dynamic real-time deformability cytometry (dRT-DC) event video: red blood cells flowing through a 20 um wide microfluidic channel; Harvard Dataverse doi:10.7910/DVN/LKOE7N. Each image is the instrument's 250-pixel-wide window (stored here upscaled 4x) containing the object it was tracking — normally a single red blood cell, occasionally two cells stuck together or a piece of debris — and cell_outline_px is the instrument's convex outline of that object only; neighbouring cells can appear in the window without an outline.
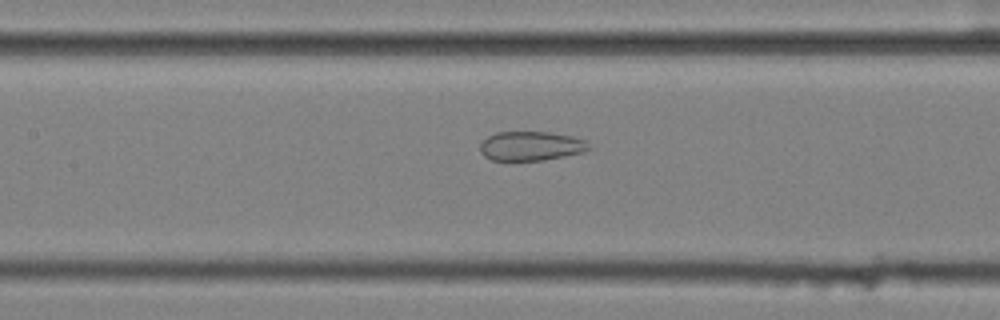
{"species": "common noctule bat (a hibernating species)", "species_latin": "Nyctalus noctula", "temperature_condition": "cold", "stored_images_in_passage": 56, "camera_frame_rate_fps": 3000, "um_per_image_px": 0.085, "animal": {"sex": "female", "body_mass_g": 25.1}, "frame": {"image": 1, "passage_image": 26, "time_ms": 8.333, "image_size_px": [1000, 320], "cell_outline_px": [[592, 148], [584, 152], [544, 160], [492, 160], [484, 156], [480, 152], [480, 144], [488, 136], [496, 132], [552, 132], [572, 136], [588, 140], [592, 144]], "centroid_in_image_um": [45.19, 12.4], "position_along_channel_um": 162.2, "area_um2": 18.79}}
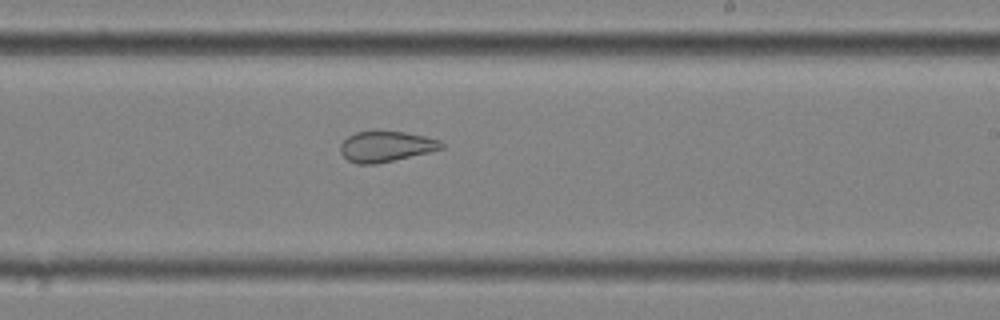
{"frame": {"image": 2, "passage_image": 34, "time_ms": 11.0, "image_size_px": [1000, 320], "cell_outline_px": [[444, 148], [428, 152], [376, 164], [356, 164], [348, 160], [340, 152], [340, 144], [348, 136], [356, 132], [404, 132], [424, 136], [440, 140], [444, 144]], "centroid_in_image_um": [32.8, 12.46], "position_along_channel_um": 256.2, "area_um2": 17.74}}
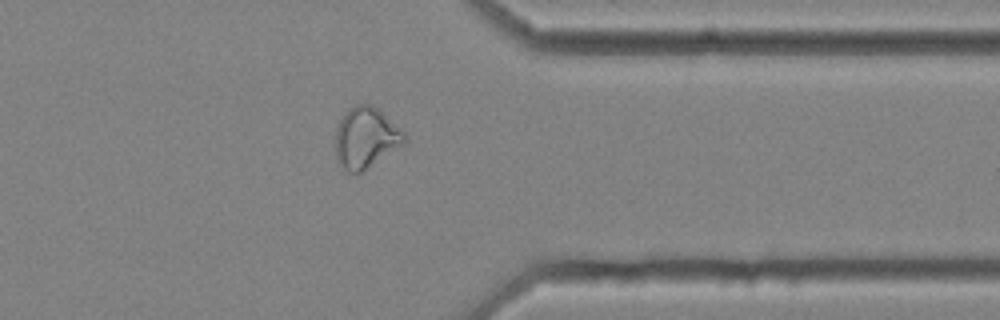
{"frame": {"image": 3, "passage_image": 45, "time_ms": 14.667, "image_size_px": [1000, 320], "cell_outline_px": [[408, 140], [404, 144], [360, 172], [348, 172], [340, 168], [336, 160], [336, 128], [344, 112], [348, 108], [356, 104], [372, 104], [400, 128], [404, 132]], "centroid_in_image_um": [31.07, 11.7], "position_along_channel_um": 380.3, "area_um2": 24.39}, "authors_computed_cell_mechanics": {"area_um2": 25.3742, "velocity_mm_per_s": 3.5259, "shape_relaxation_time_tau1_ms": null, "shape_relaxation_time_tau2_ms": 1.6141, "deformation_change_tau1": null, "deformation_change_tau2": 0.0894}}